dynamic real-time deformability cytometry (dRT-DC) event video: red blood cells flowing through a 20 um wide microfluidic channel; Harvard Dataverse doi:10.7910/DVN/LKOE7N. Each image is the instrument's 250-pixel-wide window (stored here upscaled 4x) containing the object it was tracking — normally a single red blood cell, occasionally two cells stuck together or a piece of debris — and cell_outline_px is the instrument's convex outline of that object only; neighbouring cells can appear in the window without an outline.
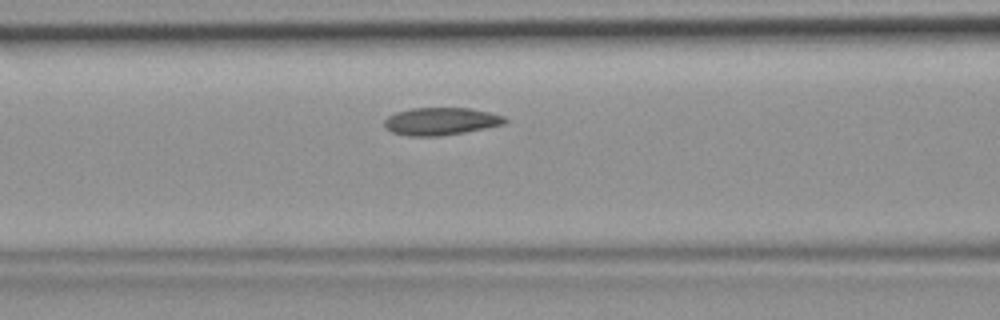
{"species": "common noctule bat (a hibernating species)", "species_latin": "Nyctalus noctula", "temperature_condition": "room temperature", "stored_images_in_passage": 33, "camera_frame_rate_fps": 3000, "um_per_image_px": 0.085, "animal": {"sex": "female", "body_mass_g": 19.9}, "frame": {"image": 1, "passage_image": 13, "time_ms": 4.0, "image_size_px": [1000, 320], "cell_outline_px": [[508, 120], [504, 124], [464, 132], [440, 136], [408, 136], [392, 132], [384, 128], [384, 120], [388, 116], [396, 112], [412, 108], [468, 108], [488, 112], [504, 116]], "centroid_in_image_um": [37.43, 10.31], "position_along_channel_um": 129.2, "area_um2": 19.31}}
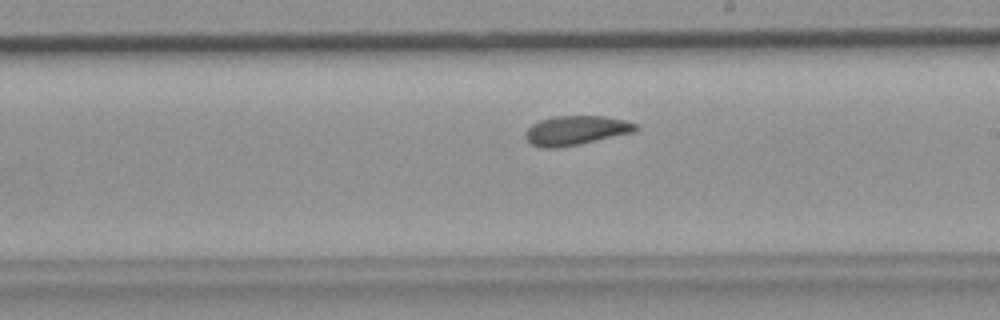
{"frame": {"image": 2, "passage_image": 21, "time_ms": 6.667, "image_size_px": [1000, 320], "cell_outline_px": [[640, 128], [636, 132], [580, 144], [560, 148], [540, 148], [532, 144], [524, 136], [528, 128], [532, 124], [540, 120], [556, 116], [604, 116], [624, 120], [636, 124]], "centroid_in_image_um": [48.98, 11.09], "position_along_channel_um": 240.0, "area_um2": 18.96}}
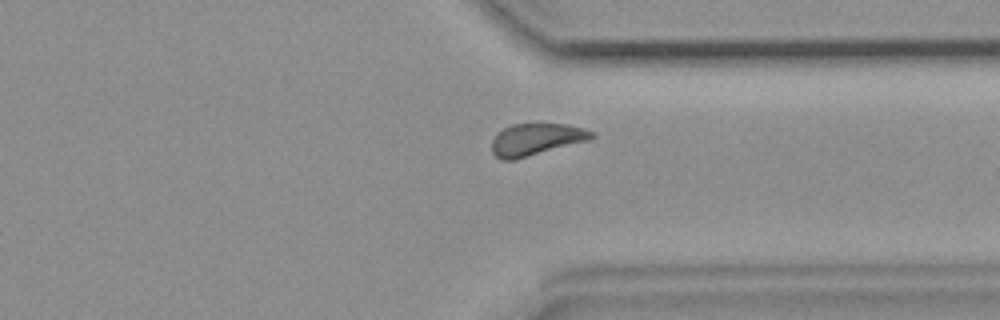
{"frame": {"image": 3, "passage_image": 30, "time_ms": 9.667, "image_size_px": [1000, 320], "cell_outline_px": [[596, 136], [588, 140], [516, 160], [500, 160], [492, 152], [492, 140], [496, 132], [512, 124], [568, 124], [584, 128], [596, 132]], "centroid_in_image_um": [45.57, 11.85], "position_along_channel_um": 365.8, "area_um2": 18.79}}